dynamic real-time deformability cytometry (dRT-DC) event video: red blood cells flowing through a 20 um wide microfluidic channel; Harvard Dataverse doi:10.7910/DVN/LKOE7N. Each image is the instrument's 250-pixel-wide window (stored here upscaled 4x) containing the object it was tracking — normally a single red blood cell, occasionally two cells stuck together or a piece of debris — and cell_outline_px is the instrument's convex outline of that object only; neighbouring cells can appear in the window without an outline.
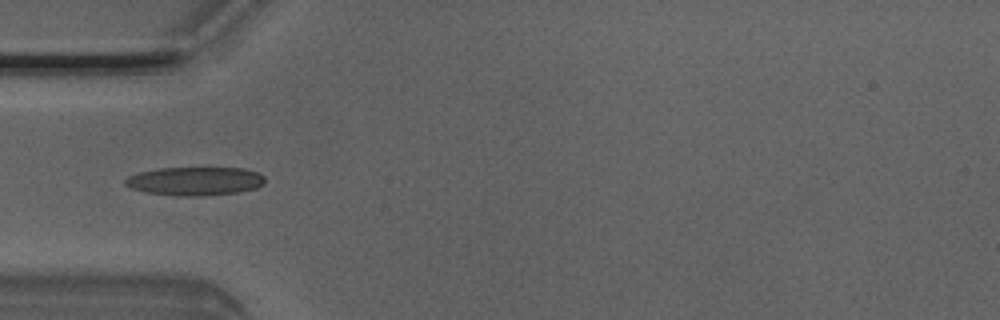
{"species": "Egyptian fruit bat (a non-hibernating species)", "species_latin": "Rousettus aegyptiacus", "temperature_condition": "room temperature", "stored_images_in_passage": 5, "camera_frame_rate_fps": 3000, "um_per_image_px": 0.085, "animal": {"sex": "male"}, "frame": {"image": 1, "passage_image": 5, "time_ms": 1.333, "image_size_px": [1000, 320], "cell_outline_px": [[264, 184], [256, 188], [240, 192], [200, 196], [176, 196], [144, 192], [132, 188], [124, 184], [124, 180], [128, 176], [140, 172], [156, 168], [244, 168], [256, 172], [264, 176]], "centroid_in_image_um": [16.56, 15.4], "position_along_channel_um": 68.4, "area_um2": 23.35}}